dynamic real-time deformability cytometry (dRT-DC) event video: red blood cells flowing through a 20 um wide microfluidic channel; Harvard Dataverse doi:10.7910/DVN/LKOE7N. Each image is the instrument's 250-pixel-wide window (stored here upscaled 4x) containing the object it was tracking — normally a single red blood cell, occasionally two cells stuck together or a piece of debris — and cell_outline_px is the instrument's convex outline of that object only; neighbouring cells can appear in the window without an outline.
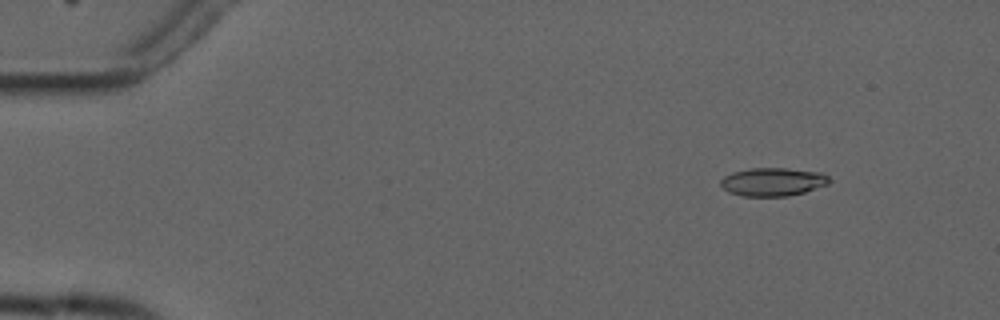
{"species": "common noctule bat (a hibernating species)", "species_latin": "Nyctalus noctula", "temperature_condition": "cold", "stored_images_in_passage": 5, "camera_frame_rate_fps": 3000, "um_per_image_px": 0.085, "animal": {"sex": "male", "forearm_length_mm": 52.5}, "frame": {"image": 1, "passage_image": 2, "time_ms": 1.333, "image_size_px": [1000, 320], "cell_outline_px": [[832, 180], [828, 184], [804, 192], [788, 196], [744, 196], [728, 192], [720, 184], [720, 180], [724, 176], [732, 172], [748, 168], [788, 168], [820, 172], [828, 176]], "centroid_in_image_um": [65.69, 15.45], "position_along_channel_um": 19.3, "area_um2": 17.98}}
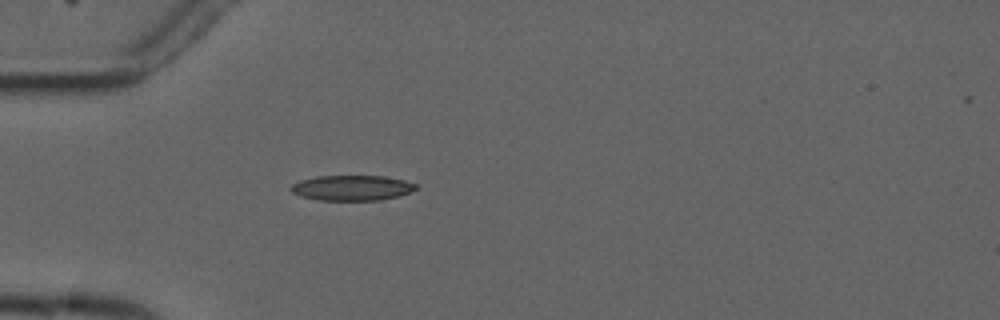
{"frame": {"image": 2, "passage_image": 5, "time_ms": 4.667, "image_size_px": [1000, 320], "cell_outline_px": [[416, 188], [400, 196], [380, 200], [316, 200], [300, 196], [292, 192], [288, 188], [292, 184], [300, 180], [316, 176], [384, 176], [404, 180], [416, 184]], "centroid_in_image_um": [29.86, 15.97], "position_along_channel_um": 55.1, "area_um2": 18.44}}